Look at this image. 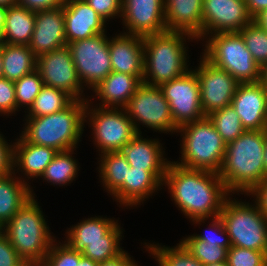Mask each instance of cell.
I'll return each instance as SVG.
<instances>
[{"instance_id": "cell-1", "label": "cell", "mask_w": 267, "mask_h": 266, "mask_svg": "<svg viewBox=\"0 0 267 266\" xmlns=\"http://www.w3.org/2000/svg\"><path fill=\"white\" fill-rule=\"evenodd\" d=\"M164 186L171 201L192 225L206 224V220L218 217L224 201L231 195L218 173L182 167L170 161Z\"/></svg>"}, {"instance_id": "cell-2", "label": "cell", "mask_w": 267, "mask_h": 266, "mask_svg": "<svg viewBox=\"0 0 267 266\" xmlns=\"http://www.w3.org/2000/svg\"><path fill=\"white\" fill-rule=\"evenodd\" d=\"M266 135L267 129L246 130L226 144L218 175L231 195H248L266 178L263 162Z\"/></svg>"}, {"instance_id": "cell-3", "label": "cell", "mask_w": 267, "mask_h": 266, "mask_svg": "<svg viewBox=\"0 0 267 266\" xmlns=\"http://www.w3.org/2000/svg\"><path fill=\"white\" fill-rule=\"evenodd\" d=\"M86 102L74 100L62 111L41 117H24L20 134L30 143L58 152L78 149L84 133Z\"/></svg>"}, {"instance_id": "cell-4", "label": "cell", "mask_w": 267, "mask_h": 266, "mask_svg": "<svg viewBox=\"0 0 267 266\" xmlns=\"http://www.w3.org/2000/svg\"><path fill=\"white\" fill-rule=\"evenodd\" d=\"M143 39L144 76L142 83L160 86L178 78L192 68L189 66L191 63L187 42H193V40L197 42V39L188 33L165 31L145 36Z\"/></svg>"}, {"instance_id": "cell-5", "label": "cell", "mask_w": 267, "mask_h": 266, "mask_svg": "<svg viewBox=\"0 0 267 266\" xmlns=\"http://www.w3.org/2000/svg\"><path fill=\"white\" fill-rule=\"evenodd\" d=\"M41 209L36 195H32L0 229L27 264H42L57 239Z\"/></svg>"}, {"instance_id": "cell-6", "label": "cell", "mask_w": 267, "mask_h": 266, "mask_svg": "<svg viewBox=\"0 0 267 266\" xmlns=\"http://www.w3.org/2000/svg\"><path fill=\"white\" fill-rule=\"evenodd\" d=\"M180 134L181 157L173 161L179 166L219 173L225 156L226 143L207 116L183 124Z\"/></svg>"}, {"instance_id": "cell-7", "label": "cell", "mask_w": 267, "mask_h": 266, "mask_svg": "<svg viewBox=\"0 0 267 266\" xmlns=\"http://www.w3.org/2000/svg\"><path fill=\"white\" fill-rule=\"evenodd\" d=\"M202 56L214 66L226 70L239 83L259 82L261 66L246 48L239 32L214 33L203 41Z\"/></svg>"}, {"instance_id": "cell-8", "label": "cell", "mask_w": 267, "mask_h": 266, "mask_svg": "<svg viewBox=\"0 0 267 266\" xmlns=\"http://www.w3.org/2000/svg\"><path fill=\"white\" fill-rule=\"evenodd\" d=\"M233 197L230 195L224 201L219 214L232 246L262 251L267 255V218L255 202H243Z\"/></svg>"}, {"instance_id": "cell-9", "label": "cell", "mask_w": 267, "mask_h": 266, "mask_svg": "<svg viewBox=\"0 0 267 266\" xmlns=\"http://www.w3.org/2000/svg\"><path fill=\"white\" fill-rule=\"evenodd\" d=\"M92 99L86 102L85 123L92 127L93 144L98 155L120 152L137 134L134 124L123 108L99 107Z\"/></svg>"}, {"instance_id": "cell-10", "label": "cell", "mask_w": 267, "mask_h": 266, "mask_svg": "<svg viewBox=\"0 0 267 266\" xmlns=\"http://www.w3.org/2000/svg\"><path fill=\"white\" fill-rule=\"evenodd\" d=\"M138 133L142 127L153 132L175 134L179 128L171 115L168 101L159 86L142 83L123 107Z\"/></svg>"}, {"instance_id": "cell-11", "label": "cell", "mask_w": 267, "mask_h": 266, "mask_svg": "<svg viewBox=\"0 0 267 266\" xmlns=\"http://www.w3.org/2000/svg\"><path fill=\"white\" fill-rule=\"evenodd\" d=\"M77 75L88 91L96 87L112 72L107 31L90 38L67 44Z\"/></svg>"}, {"instance_id": "cell-12", "label": "cell", "mask_w": 267, "mask_h": 266, "mask_svg": "<svg viewBox=\"0 0 267 266\" xmlns=\"http://www.w3.org/2000/svg\"><path fill=\"white\" fill-rule=\"evenodd\" d=\"M168 101L174 123L180 127L205 117L200 99L199 80L193 68L159 86Z\"/></svg>"}, {"instance_id": "cell-13", "label": "cell", "mask_w": 267, "mask_h": 266, "mask_svg": "<svg viewBox=\"0 0 267 266\" xmlns=\"http://www.w3.org/2000/svg\"><path fill=\"white\" fill-rule=\"evenodd\" d=\"M36 69L44 85L66 92L74 100H88L79 80L70 49L65 46L42 54L37 58ZM86 96V97H85Z\"/></svg>"}, {"instance_id": "cell-14", "label": "cell", "mask_w": 267, "mask_h": 266, "mask_svg": "<svg viewBox=\"0 0 267 266\" xmlns=\"http://www.w3.org/2000/svg\"><path fill=\"white\" fill-rule=\"evenodd\" d=\"M194 67L199 80L202 111L205 116L231 105L239 82L226 70L220 69L203 56Z\"/></svg>"}, {"instance_id": "cell-15", "label": "cell", "mask_w": 267, "mask_h": 266, "mask_svg": "<svg viewBox=\"0 0 267 266\" xmlns=\"http://www.w3.org/2000/svg\"><path fill=\"white\" fill-rule=\"evenodd\" d=\"M203 40L214 33L239 32L252 22L245 0H203Z\"/></svg>"}, {"instance_id": "cell-16", "label": "cell", "mask_w": 267, "mask_h": 266, "mask_svg": "<svg viewBox=\"0 0 267 266\" xmlns=\"http://www.w3.org/2000/svg\"><path fill=\"white\" fill-rule=\"evenodd\" d=\"M121 20L126 34L145 37L168 31L164 0H122Z\"/></svg>"}, {"instance_id": "cell-17", "label": "cell", "mask_w": 267, "mask_h": 266, "mask_svg": "<svg viewBox=\"0 0 267 266\" xmlns=\"http://www.w3.org/2000/svg\"><path fill=\"white\" fill-rule=\"evenodd\" d=\"M231 105L246 130L267 129V87L260 81L239 83Z\"/></svg>"}, {"instance_id": "cell-18", "label": "cell", "mask_w": 267, "mask_h": 266, "mask_svg": "<svg viewBox=\"0 0 267 266\" xmlns=\"http://www.w3.org/2000/svg\"><path fill=\"white\" fill-rule=\"evenodd\" d=\"M165 174L166 171H146L130 167L127 169V179L111 197L122 209H136L163 188Z\"/></svg>"}, {"instance_id": "cell-19", "label": "cell", "mask_w": 267, "mask_h": 266, "mask_svg": "<svg viewBox=\"0 0 267 266\" xmlns=\"http://www.w3.org/2000/svg\"><path fill=\"white\" fill-rule=\"evenodd\" d=\"M119 221L106 216L83 218L65 231V242L72 248L82 251L88 243L122 241L124 235Z\"/></svg>"}, {"instance_id": "cell-20", "label": "cell", "mask_w": 267, "mask_h": 266, "mask_svg": "<svg viewBox=\"0 0 267 266\" xmlns=\"http://www.w3.org/2000/svg\"><path fill=\"white\" fill-rule=\"evenodd\" d=\"M28 46L37 58L67 46L63 7L35 12L34 31Z\"/></svg>"}, {"instance_id": "cell-21", "label": "cell", "mask_w": 267, "mask_h": 266, "mask_svg": "<svg viewBox=\"0 0 267 266\" xmlns=\"http://www.w3.org/2000/svg\"><path fill=\"white\" fill-rule=\"evenodd\" d=\"M66 43L106 32V23L85 0H65L63 5Z\"/></svg>"}, {"instance_id": "cell-22", "label": "cell", "mask_w": 267, "mask_h": 266, "mask_svg": "<svg viewBox=\"0 0 267 266\" xmlns=\"http://www.w3.org/2000/svg\"><path fill=\"white\" fill-rule=\"evenodd\" d=\"M144 39L120 31L108 37L112 71L135 75L141 81L144 76Z\"/></svg>"}, {"instance_id": "cell-23", "label": "cell", "mask_w": 267, "mask_h": 266, "mask_svg": "<svg viewBox=\"0 0 267 266\" xmlns=\"http://www.w3.org/2000/svg\"><path fill=\"white\" fill-rule=\"evenodd\" d=\"M15 139L13 158L14 174L17 175L18 173L19 175L17 177L31 186L30 181H33L35 178L40 180L46 167L58 151L47 146L30 143L20 133L19 137L17 136Z\"/></svg>"}, {"instance_id": "cell-24", "label": "cell", "mask_w": 267, "mask_h": 266, "mask_svg": "<svg viewBox=\"0 0 267 266\" xmlns=\"http://www.w3.org/2000/svg\"><path fill=\"white\" fill-rule=\"evenodd\" d=\"M203 0H164L168 31L184 32L203 41Z\"/></svg>"}, {"instance_id": "cell-25", "label": "cell", "mask_w": 267, "mask_h": 266, "mask_svg": "<svg viewBox=\"0 0 267 266\" xmlns=\"http://www.w3.org/2000/svg\"><path fill=\"white\" fill-rule=\"evenodd\" d=\"M158 138H143L138 133L120 151L130 167L146 171H166L170 161L166 158L163 144Z\"/></svg>"}, {"instance_id": "cell-26", "label": "cell", "mask_w": 267, "mask_h": 266, "mask_svg": "<svg viewBox=\"0 0 267 266\" xmlns=\"http://www.w3.org/2000/svg\"><path fill=\"white\" fill-rule=\"evenodd\" d=\"M142 81L135 75L112 71L91 91L90 99H97L99 107L123 108L136 92ZM93 97V98H92Z\"/></svg>"}, {"instance_id": "cell-27", "label": "cell", "mask_w": 267, "mask_h": 266, "mask_svg": "<svg viewBox=\"0 0 267 266\" xmlns=\"http://www.w3.org/2000/svg\"><path fill=\"white\" fill-rule=\"evenodd\" d=\"M33 191V187L23 182L14 172L0 176V229L35 195Z\"/></svg>"}, {"instance_id": "cell-28", "label": "cell", "mask_w": 267, "mask_h": 266, "mask_svg": "<svg viewBox=\"0 0 267 266\" xmlns=\"http://www.w3.org/2000/svg\"><path fill=\"white\" fill-rule=\"evenodd\" d=\"M35 26V12L18 5L6 7L3 43L29 45Z\"/></svg>"}, {"instance_id": "cell-29", "label": "cell", "mask_w": 267, "mask_h": 266, "mask_svg": "<svg viewBox=\"0 0 267 266\" xmlns=\"http://www.w3.org/2000/svg\"><path fill=\"white\" fill-rule=\"evenodd\" d=\"M1 50L4 78L15 82L36 69L37 57L28 45L1 43Z\"/></svg>"}, {"instance_id": "cell-30", "label": "cell", "mask_w": 267, "mask_h": 266, "mask_svg": "<svg viewBox=\"0 0 267 266\" xmlns=\"http://www.w3.org/2000/svg\"><path fill=\"white\" fill-rule=\"evenodd\" d=\"M98 165L97 171L101 187L111 196L127 179V169L130 168V165L121 152L100 154Z\"/></svg>"}, {"instance_id": "cell-31", "label": "cell", "mask_w": 267, "mask_h": 266, "mask_svg": "<svg viewBox=\"0 0 267 266\" xmlns=\"http://www.w3.org/2000/svg\"><path fill=\"white\" fill-rule=\"evenodd\" d=\"M77 149H71L67 151L58 152L53 160L46 167L45 172L41 176L44 182L50 183V185L66 186L78 177V171L80 170L79 162L72 156L76 154L74 151Z\"/></svg>"}, {"instance_id": "cell-32", "label": "cell", "mask_w": 267, "mask_h": 266, "mask_svg": "<svg viewBox=\"0 0 267 266\" xmlns=\"http://www.w3.org/2000/svg\"><path fill=\"white\" fill-rule=\"evenodd\" d=\"M154 243L145 242L144 247L158 266H204L180 241L173 247Z\"/></svg>"}, {"instance_id": "cell-33", "label": "cell", "mask_w": 267, "mask_h": 266, "mask_svg": "<svg viewBox=\"0 0 267 266\" xmlns=\"http://www.w3.org/2000/svg\"><path fill=\"white\" fill-rule=\"evenodd\" d=\"M74 99L66 92L44 85L24 117H41L62 111Z\"/></svg>"}, {"instance_id": "cell-34", "label": "cell", "mask_w": 267, "mask_h": 266, "mask_svg": "<svg viewBox=\"0 0 267 266\" xmlns=\"http://www.w3.org/2000/svg\"><path fill=\"white\" fill-rule=\"evenodd\" d=\"M207 117L226 144L235 140L246 131L232 105L210 113Z\"/></svg>"}, {"instance_id": "cell-35", "label": "cell", "mask_w": 267, "mask_h": 266, "mask_svg": "<svg viewBox=\"0 0 267 266\" xmlns=\"http://www.w3.org/2000/svg\"><path fill=\"white\" fill-rule=\"evenodd\" d=\"M180 242L204 266L227 261L228 248L220 247L218 244L206 243L197 239L193 234L183 237Z\"/></svg>"}, {"instance_id": "cell-36", "label": "cell", "mask_w": 267, "mask_h": 266, "mask_svg": "<svg viewBox=\"0 0 267 266\" xmlns=\"http://www.w3.org/2000/svg\"><path fill=\"white\" fill-rule=\"evenodd\" d=\"M44 86L43 80L37 69L22 76L19 80L14 82L15 98L17 102V112L24 108L28 111L33 105L35 97L40 93Z\"/></svg>"}, {"instance_id": "cell-37", "label": "cell", "mask_w": 267, "mask_h": 266, "mask_svg": "<svg viewBox=\"0 0 267 266\" xmlns=\"http://www.w3.org/2000/svg\"><path fill=\"white\" fill-rule=\"evenodd\" d=\"M239 33L254 60L262 67L267 62V31L251 22L244 26Z\"/></svg>"}, {"instance_id": "cell-38", "label": "cell", "mask_w": 267, "mask_h": 266, "mask_svg": "<svg viewBox=\"0 0 267 266\" xmlns=\"http://www.w3.org/2000/svg\"><path fill=\"white\" fill-rule=\"evenodd\" d=\"M55 240L50 246L42 266H78L80 251L70 247L65 241Z\"/></svg>"}, {"instance_id": "cell-39", "label": "cell", "mask_w": 267, "mask_h": 266, "mask_svg": "<svg viewBox=\"0 0 267 266\" xmlns=\"http://www.w3.org/2000/svg\"><path fill=\"white\" fill-rule=\"evenodd\" d=\"M227 263L229 266H267V255L262 251L231 246Z\"/></svg>"}, {"instance_id": "cell-40", "label": "cell", "mask_w": 267, "mask_h": 266, "mask_svg": "<svg viewBox=\"0 0 267 266\" xmlns=\"http://www.w3.org/2000/svg\"><path fill=\"white\" fill-rule=\"evenodd\" d=\"M120 242L121 241H106L88 243L81 253L83 256L97 263L104 262L116 257L124 250Z\"/></svg>"}, {"instance_id": "cell-41", "label": "cell", "mask_w": 267, "mask_h": 266, "mask_svg": "<svg viewBox=\"0 0 267 266\" xmlns=\"http://www.w3.org/2000/svg\"><path fill=\"white\" fill-rule=\"evenodd\" d=\"M208 230L206 228L205 234H193L197 239H200L206 243L218 244L220 247L223 248H230L232 246L230 237L227 233V230L224 226V223L220 216L215 218H210ZM212 231V232H211Z\"/></svg>"}, {"instance_id": "cell-42", "label": "cell", "mask_w": 267, "mask_h": 266, "mask_svg": "<svg viewBox=\"0 0 267 266\" xmlns=\"http://www.w3.org/2000/svg\"><path fill=\"white\" fill-rule=\"evenodd\" d=\"M14 82L0 78V116H15L17 113Z\"/></svg>"}, {"instance_id": "cell-43", "label": "cell", "mask_w": 267, "mask_h": 266, "mask_svg": "<svg viewBox=\"0 0 267 266\" xmlns=\"http://www.w3.org/2000/svg\"><path fill=\"white\" fill-rule=\"evenodd\" d=\"M107 23L122 16V0H85Z\"/></svg>"}, {"instance_id": "cell-44", "label": "cell", "mask_w": 267, "mask_h": 266, "mask_svg": "<svg viewBox=\"0 0 267 266\" xmlns=\"http://www.w3.org/2000/svg\"><path fill=\"white\" fill-rule=\"evenodd\" d=\"M28 265L15 251L7 236L0 230V266Z\"/></svg>"}, {"instance_id": "cell-45", "label": "cell", "mask_w": 267, "mask_h": 266, "mask_svg": "<svg viewBox=\"0 0 267 266\" xmlns=\"http://www.w3.org/2000/svg\"><path fill=\"white\" fill-rule=\"evenodd\" d=\"M8 139L0 131V176L13 173L14 142ZM13 142V144H12Z\"/></svg>"}, {"instance_id": "cell-46", "label": "cell", "mask_w": 267, "mask_h": 266, "mask_svg": "<svg viewBox=\"0 0 267 266\" xmlns=\"http://www.w3.org/2000/svg\"><path fill=\"white\" fill-rule=\"evenodd\" d=\"M65 0H18L17 5L33 12L61 8Z\"/></svg>"}, {"instance_id": "cell-47", "label": "cell", "mask_w": 267, "mask_h": 266, "mask_svg": "<svg viewBox=\"0 0 267 266\" xmlns=\"http://www.w3.org/2000/svg\"><path fill=\"white\" fill-rule=\"evenodd\" d=\"M259 207L261 213L267 218V178L259 183L248 195Z\"/></svg>"}, {"instance_id": "cell-48", "label": "cell", "mask_w": 267, "mask_h": 266, "mask_svg": "<svg viewBox=\"0 0 267 266\" xmlns=\"http://www.w3.org/2000/svg\"><path fill=\"white\" fill-rule=\"evenodd\" d=\"M126 251L123 250L116 257L100 262L98 266H139L136 260Z\"/></svg>"}, {"instance_id": "cell-49", "label": "cell", "mask_w": 267, "mask_h": 266, "mask_svg": "<svg viewBox=\"0 0 267 266\" xmlns=\"http://www.w3.org/2000/svg\"><path fill=\"white\" fill-rule=\"evenodd\" d=\"M245 3L252 18L267 8V0H245Z\"/></svg>"}, {"instance_id": "cell-50", "label": "cell", "mask_w": 267, "mask_h": 266, "mask_svg": "<svg viewBox=\"0 0 267 266\" xmlns=\"http://www.w3.org/2000/svg\"><path fill=\"white\" fill-rule=\"evenodd\" d=\"M252 22H254L258 27L267 31V8L252 18Z\"/></svg>"}, {"instance_id": "cell-51", "label": "cell", "mask_w": 267, "mask_h": 266, "mask_svg": "<svg viewBox=\"0 0 267 266\" xmlns=\"http://www.w3.org/2000/svg\"><path fill=\"white\" fill-rule=\"evenodd\" d=\"M6 7L0 6V44L3 43V29L5 25Z\"/></svg>"}, {"instance_id": "cell-52", "label": "cell", "mask_w": 267, "mask_h": 266, "mask_svg": "<svg viewBox=\"0 0 267 266\" xmlns=\"http://www.w3.org/2000/svg\"><path fill=\"white\" fill-rule=\"evenodd\" d=\"M98 264L99 263L91 260L90 258L83 256L82 253L80 252V261L78 266H98Z\"/></svg>"}, {"instance_id": "cell-53", "label": "cell", "mask_w": 267, "mask_h": 266, "mask_svg": "<svg viewBox=\"0 0 267 266\" xmlns=\"http://www.w3.org/2000/svg\"><path fill=\"white\" fill-rule=\"evenodd\" d=\"M260 82L267 87V62L261 67Z\"/></svg>"}, {"instance_id": "cell-54", "label": "cell", "mask_w": 267, "mask_h": 266, "mask_svg": "<svg viewBox=\"0 0 267 266\" xmlns=\"http://www.w3.org/2000/svg\"><path fill=\"white\" fill-rule=\"evenodd\" d=\"M263 162H264V167H265V175L267 178V135L265 136V141H264V152H263Z\"/></svg>"}, {"instance_id": "cell-55", "label": "cell", "mask_w": 267, "mask_h": 266, "mask_svg": "<svg viewBox=\"0 0 267 266\" xmlns=\"http://www.w3.org/2000/svg\"><path fill=\"white\" fill-rule=\"evenodd\" d=\"M18 0H0V6H14L17 5Z\"/></svg>"}, {"instance_id": "cell-56", "label": "cell", "mask_w": 267, "mask_h": 266, "mask_svg": "<svg viewBox=\"0 0 267 266\" xmlns=\"http://www.w3.org/2000/svg\"><path fill=\"white\" fill-rule=\"evenodd\" d=\"M205 266H229L227 261H223V262H218V263H213V264H208Z\"/></svg>"}, {"instance_id": "cell-57", "label": "cell", "mask_w": 267, "mask_h": 266, "mask_svg": "<svg viewBox=\"0 0 267 266\" xmlns=\"http://www.w3.org/2000/svg\"><path fill=\"white\" fill-rule=\"evenodd\" d=\"M3 77V72H2V50H1V44H0V78Z\"/></svg>"}, {"instance_id": "cell-58", "label": "cell", "mask_w": 267, "mask_h": 266, "mask_svg": "<svg viewBox=\"0 0 267 266\" xmlns=\"http://www.w3.org/2000/svg\"><path fill=\"white\" fill-rule=\"evenodd\" d=\"M26 266H42V264H28Z\"/></svg>"}]
</instances>
